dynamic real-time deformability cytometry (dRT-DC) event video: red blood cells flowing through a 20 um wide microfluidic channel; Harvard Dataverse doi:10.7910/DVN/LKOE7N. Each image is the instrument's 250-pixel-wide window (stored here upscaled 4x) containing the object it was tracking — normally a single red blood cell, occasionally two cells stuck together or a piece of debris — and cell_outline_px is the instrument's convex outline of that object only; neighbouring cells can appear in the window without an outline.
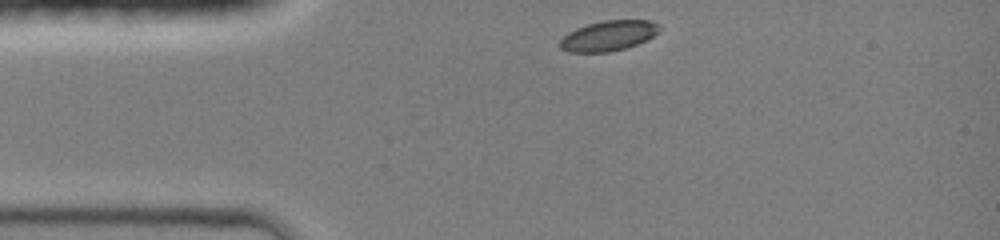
{"species": "common noctule bat (a hibernating species)", "species_latin": "Nyctalus noctula", "temperature_condition": "room temperature", "stored_images_in_passage": 31, "camera_frame_rate_fps": 3000, "um_per_image_px": 0.085, "animal": {"sex": "female", "body_mass_g": 19.0, "forearm_length_mm": 51.5}, "frame": {"image": 1, "passage_image": 1, "time_ms": 0.0, "image_size_px": [1000, 240], "cell_outline_px": [[660, 28], [652, 36], [636, 44], [624, 48], [608, 52], [568, 52], [560, 48], [560, 40], [568, 32], [576, 28], [588, 24], [604, 20], [652, 20], [660, 24]], "centroid_in_image_um": [51.7, 3.03], "position_along_channel_um": 33.3, "area_um2": 17.34}}
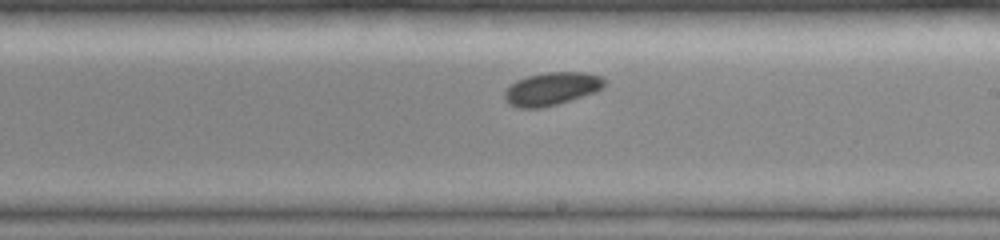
{"frame": {"image": 2, "passage_image": 18, "time_ms": 5.667, "image_size_px": [1000, 240], "cell_outline_px": [[604, 88], [596, 92], [556, 104], [540, 108], [520, 108], [508, 104], [504, 100], [504, 92], [516, 80], [528, 76], [544, 72], [588, 72], [600, 76], [604, 80]], "centroid_in_image_um": [46.89, 7.54], "position_along_channel_um": 242.1, "area_um2": 19.19}}
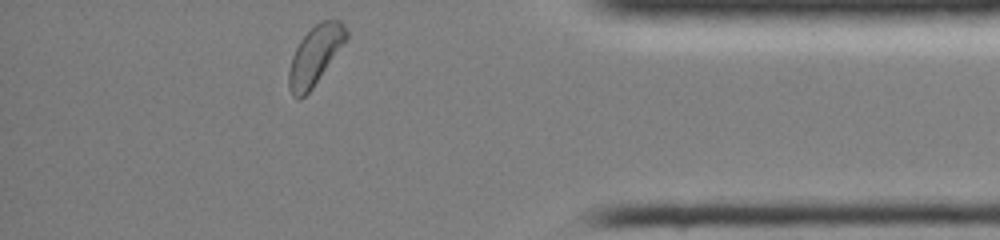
{"frame": {"image": 3, "passage_image": 31, "time_ms": 10.0, "image_size_px": [1000, 240], "cell_outline_px": [[348, 36], [312, 88], [300, 100], [292, 96], [288, 88], [288, 72], [292, 56], [300, 40], [320, 20], [340, 20], [344, 24], [348, 32]], "centroid_in_image_um": [26.75, 4.72], "position_along_channel_um": 408.5, "area_um2": 19.31}, "authors_computed_cell_mechanics": {"area_um2": 18.785, "velocity_mm_per_s": 4.2527, "shape_relaxation_time_tau1_ms": 1.5121, "shape_relaxation_time_tau2_ms": 9.6993, "deformation_change_tau1": 0.0553, "deformation_change_tau2": 0.1055}}